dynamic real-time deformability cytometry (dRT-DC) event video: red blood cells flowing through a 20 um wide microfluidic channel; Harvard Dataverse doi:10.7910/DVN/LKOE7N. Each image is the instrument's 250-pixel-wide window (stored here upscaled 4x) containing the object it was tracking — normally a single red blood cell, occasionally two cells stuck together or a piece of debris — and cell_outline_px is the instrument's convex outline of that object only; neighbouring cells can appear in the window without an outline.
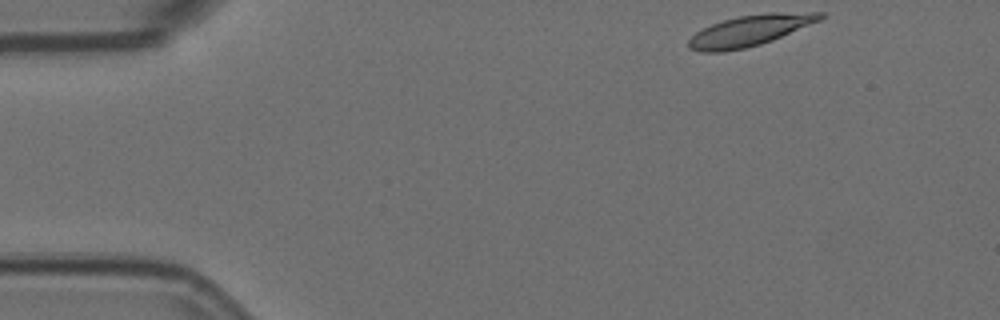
{"species": "Egyptian fruit bat (a non-hibernating species)", "species_latin": "Rousettus aegyptiacus", "temperature_condition": "room temperature", "stored_images_in_passage": 4, "camera_frame_rate_fps": 3000, "um_per_image_px": 0.085, "animal": {"sex": "female"}, "frame": {"image": 1, "passage_image": 1, "time_ms": 0.0, "image_size_px": [1000, 320], "cell_outline_px": [[824, 16], [820, 20], [772, 40], [760, 44], [744, 48], [724, 52], [700, 52], [688, 48], [688, 40], [696, 32], [712, 24], [724, 20], [740, 16], [768, 12], [824, 12]], "centroid_in_image_um": [63.72, 2.6], "position_along_channel_um": 21.3, "area_um2": 23.47}}
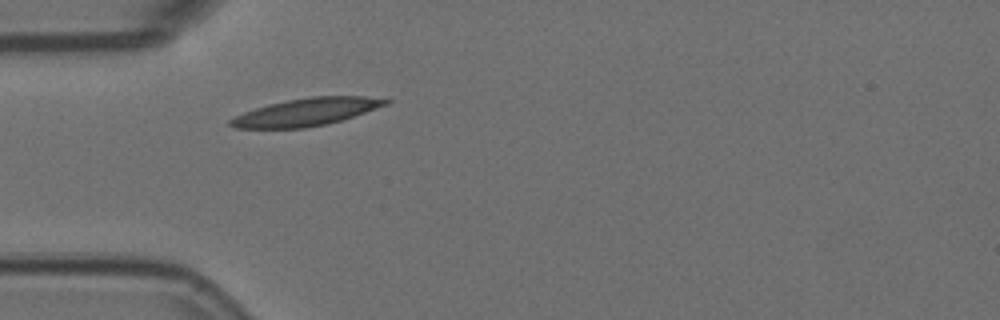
{"frame": {"image": 2, "passage_image": 4, "time_ms": 1.0, "image_size_px": [1000, 320], "cell_outline_px": [[392, 100], [388, 104], [328, 124], [304, 128], [236, 128], [228, 124], [228, 120], [244, 112], [268, 104], [288, 100], [312, 96], [364, 96]], "centroid_in_image_um": [26.01, 9.52], "position_along_channel_um": 59.0, "area_um2": 24.62}}